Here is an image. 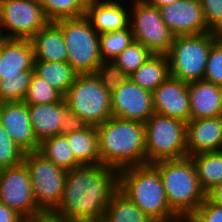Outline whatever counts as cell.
<instances>
[{
  "label": "cell",
  "instance_id": "obj_30",
  "mask_svg": "<svg viewBox=\"0 0 222 222\" xmlns=\"http://www.w3.org/2000/svg\"><path fill=\"white\" fill-rule=\"evenodd\" d=\"M133 40L131 27L99 34L101 59L113 61Z\"/></svg>",
  "mask_w": 222,
  "mask_h": 222
},
{
  "label": "cell",
  "instance_id": "obj_38",
  "mask_svg": "<svg viewBox=\"0 0 222 222\" xmlns=\"http://www.w3.org/2000/svg\"><path fill=\"white\" fill-rule=\"evenodd\" d=\"M188 219L191 222H222V207L212 203L206 197Z\"/></svg>",
  "mask_w": 222,
  "mask_h": 222
},
{
  "label": "cell",
  "instance_id": "obj_16",
  "mask_svg": "<svg viewBox=\"0 0 222 222\" xmlns=\"http://www.w3.org/2000/svg\"><path fill=\"white\" fill-rule=\"evenodd\" d=\"M154 112L181 120H190L188 82L169 76L152 92Z\"/></svg>",
  "mask_w": 222,
  "mask_h": 222
},
{
  "label": "cell",
  "instance_id": "obj_8",
  "mask_svg": "<svg viewBox=\"0 0 222 222\" xmlns=\"http://www.w3.org/2000/svg\"><path fill=\"white\" fill-rule=\"evenodd\" d=\"M147 164L188 157L186 123L154 113L145 122Z\"/></svg>",
  "mask_w": 222,
  "mask_h": 222
},
{
  "label": "cell",
  "instance_id": "obj_44",
  "mask_svg": "<svg viewBox=\"0 0 222 222\" xmlns=\"http://www.w3.org/2000/svg\"><path fill=\"white\" fill-rule=\"evenodd\" d=\"M6 39H7V38H6V36H5L4 32H3L2 26H1V24H0V45H1Z\"/></svg>",
  "mask_w": 222,
  "mask_h": 222
},
{
  "label": "cell",
  "instance_id": "obj_31",
  "mask_svg": "<svg viewBox=\"0 0 222 222\" xmlns=\"http://www.w3.org/2000/svg\"><path fill=\"white\" fill-rule=\"evenodd\" d=\"M63 95L50 83L33 73L23 102L27 105L57 103Z\"/></svg>",
  "mask_w": 222,
  "mask_h": 222
},
{
  "label": "cell",
  "instance_id": "obj_5",
  "mask_svg": "<svg viewBox=\"0 0 222 222\" xmlns=\"http://www.w3.org/2000/svg\"><path fill=\"white\" fill-rule=\"evenodd\" d=\"M219 36L214 32L175 36L167 54L170 76L188 83L202 80L210 49Z\"/></svg>",
  "mask_w": 222,
  "mask_h": 222
},
{
  "label": "cell",
  "instance_id": "obj_34",
  "mask_svg": "<svg viewBox=\"0 0 222 222\" xmlns=\"http://www.w3.org/2000/svg\"><path fill=\"white\" fill-rule=\"evenodd\" d=\"M94 74L102 86L110 93L129 79V75L114 61L102 60Z\"/></svg>",
  "mask_w": 222,
  "mask_h": 222
},
{
  "label": "cell",
  "instance_id": "obj_35",
  "mask_svg": "<svg viewBox=\"0 0 222 222\" xmlns=\"http://www.w3.org/2000/svg\"><path fill=\"white\" fill-rule=\"evenodd\" d=\"M24 154L0 124V170L20 165Z\"/></svg>",
  "mask_w": 222,
  "mask_h": 222
},
{
  "label": "cell",
  "instance_id": "obj_10",
  "mask_svg": "<svg viewBox=\"0 0 222 222\" xmlns=\"http://www.w3.org/2000/svg\"><path fill=\"white\" fill-rule=\"evenodd\" d=\"M130 2V27L134 40L154 55H167L175 35L162 20L159 8L148 5L144 0Z\"/></svg>",
  "mask_w": 222,
  "mask_h": 222
},
{
  "label": "cell",
  "instance_id": "obj_28",
  "mask_svg": "<svg viewBox=\"0 0 222 222\" xmlns=\"http://www.w3.org/2000/svg\"><path fill=\"white\" fill-rule=\"evenodd\" d=\"M38 152L47 160H50L65 170H71L81 166L72 153L65 135L45 138L40 142Z\"/></svg>",
  "mask_w": 222,
  "mask_h": 222
},
{
  "label": "cell",
  "instance_id": "obj_6",
  "mask_svg": "<svg viewBox=\"0 0 222 222\" xmlns=\"http://www.w3.org/2000/svg\"><path fill=\"white\" fill-rule=\"evenodd\" d=\"M63 98L67 109L91 126H98L112 117L111 93L94 73L78 74Z\"/></svg>",
  "mask_w": 222,
  "mask_h": 222
},
{
  "label": "cell",
  "instance_id": "obj_12",
  "mask_svg": "<svg viewBox=\"0 0 222 222\" xmlns=\"http://www.w3.org/2000/svg\"><path fill=\"white\" fill-rule=\"evenodd\" d=\"M0 202L25 220L43 212L35 202L29 172L23 162L0 170Z\"/></svg>",
  "mask_w": 222,
  "mask_h": 222
},
{
  "label": "cell",
  "instance_id": "obj_21",
  "mask_svg": "<svg viewBox=\"0 0 222 222\" xmlns=\"http://www.w3.org/2000/svg\"><path fill=\"white\" fill-rule=\"evenodd\" d=\"M34 49V61L67 62L68 52L61 27L50 21L31 39Z\"/></svg>",
  "mask_w": 222,
  "mask_h": 222
},
{
  "label": "cell",
  "instance_id": "obj_40",
  "mask_svg": "<svg viewBox=\"0 0 222 222\" xmlns=\"http://www.w3.org/2000/svg\"><path fill=\"white\" fill-rule=\"evenodd\" d=\"M0 222H26L17 212L0 202Z\"/></svg>",
  "mask_w": 222,
  "mask_h": 222
},
{
  "label": "cell",
  "instance_id": "obj_22",
  "mask_svg": "<svg viewBox=\"0 0 222 222\" xmlns=\"http://www.w3.org/2000/svg\"><path fill=\"white\" fill-rule=\"evenodd\" d=\"M35 137L39 142L59 135L63 114L68 110L64 98L57 103L28 105Z\"/></svg>",
  "mask_w": 222,
  "mask_h": 222
},
{
  "label": "cell",
  "instance_id": "obj_11",
  "mask_svg": "<svg viewBox=\"0 0 222 222\" xmlns=\"http://www.w3.org/2000/svg\"><path fill=\"white\" fill-rule=\"evenodd\" d=\"M49 22L39 0H0V24L6 38L30 40Z\"/></svg>",
  "mask_w": 222,
  "mask_h": 222
},
{
  "label": "cell",
  "instance_id": "obj_32",
  "mask_svg": "<svg viewBox=\"0 0 222 222\" xmlns=\"http://www.w3.org/2000/svg\"><path fill=\"white\" fill-rule=\"evenodd\" d=\"M34 71H22V76L0 80V103L23 102Z\"/></svg>",
  "mask_w": 222,
  "mask_h": 222
},
{
  "label": "cell",
  "instance_id": "obj_24",
  "mask_svg": "<svg viewBox=\"0 0 222 222\" xmlns=\"http://www.w3.org/2000/svg\"><path fill=\"white\" fill-rule=\"evenodd\" d=\"M196 168L199 184L207 194L222 182V150L189 156Z\"/></svg>",
  "mask_w": 222,
  "mask_h": 222
},
{
  "label": "cell",
  "instance_id": "obj_9",
  "mask_svg": "<svg viewBox=\"0 0 222 222\" xmlns=\"http://www.w3.org/2000/svg\"><path fill=\"white\" fill-rule=\"evenodd\" d=\"M23 163L29 172L37 206L43 212L53 211L61 201L67 170L47 160L38 151L25 153Z\"/></svg>",
  "mask_w": 222,
  "mask_h": 222
},
{
  "label": "cell",
  "instance_id": "obj_23",
  "mask_svg": "<svg viewBox=\"0 0 222 222\" xmlns=\"http://www.w3.org/2000/svg\"><path fill=\"white\" fill-rule=\"evenodd\" d=\"M170 76L167 55H152L129 78L141 88L153 92Z\"/></svg>",
  "mask_w": 222,
  "mask_h": 222
},
{
  "label": "cell",
  "instance_id": "obj_43",
  "mask_svg": "<svg viewBox=\"0 0 222 222\" xmlns=\"http://www.w3.org/2000/svg\"><path fill=\"white\" fill-rule=\"evenodd\" d=\"M148 5L155 6L157 8L172 4L178 0H144Z\"/></svg>",
  "mask_w": 222,
  "mask_h": 222
},
{
  "label": "cell",
  "instance_id": "obj_13",
  "mask_svg": "<svg viewBox=\"0 0 222 222\" xmlns=\"http://www.w3.org/2000/svg\"><path fill=\"white\" fill-rule=\"evenodd\" d=\"M112 117L145 123L155 112L152 93L130 78L111 93Z\"/></svg>",
  "mask_w": 222,
  "mask_h": 222
},
{
  "label": "cell",
  "instance_id": "obj_3",
  "mask_svg": "<svg viewBox=\"0 0 222 222\" xmlns=\"http://www.w3.org/2000/svg\"><path fill=\"white\" fill-rule=\"evenodd\" d=\"M118 189L155 222L180 219L170 208L160 173L152 164L119 170Z\"/></svg>",
  "mask_w": 222,
  "mask_h": 222
},
{
  "label": "cell",
  "instance_id": "obj_33",
  "mask_svg": "<svg viewBox=\"0 0 222 222\" xmlns=\"http://www.w3.org/2000/svg\"><path fill=\"white\" fill-rule=\"evenodd\" d=\"M152 55L143 44L133 40L113 61L131 75Z\"/></svg>",
  "mask_w": 222,
  "mask_h": 222
},
{
  "label": "cell",
  "instance_id": "obj_14",
  "mask_svg": "<svg viewBox=\"0 0 222 222\" xmlns=\"http://www.w3.org/2000/svg\"><path fill=\"white\" fill-rule=\"evenodd\" d=\"M159 10L162 20L175 36L210 32L199 0H178Z\"/></svg>",
  "mask_w": 222,
  "mask_h": 222
},
{
  "label": "cell",
  "instance_id": "obj_18",
  "mask_svg": "<svg viewBox=\"0 0 222 222\" xmlns=\"http://www.w3.org/2000/svg\"><path fill=\"white\" fill-rule=\"evenodd\" d=\"M187 155L222 150V116L186 123Z\"/></svg>",
  "mask_w": 222,
  "mask_h": 222
},
{
  "label": "cell",
  "instance_id": "obj_29",
  "mask_svg": "<svg viewBox=\"0 0 222 222\" xmlns=\"http://www.w3.org/2000/svg\"><path fill=\"white\" fill-rule=\"evenodd\" d=\"M49 21L77 18L86 14L90 0H39Z\"/></svg>",
  "mask_w": 222,
  "mask_h": 222
},
{
  "label": "cell",
  "instance_id": "obj_25",
  "mask_svg": "<svg viewBox=\"0 0 222 222\" xmlns=\"http://www.w3.org/2000/svg\"><path fill=\"white\" fill-rule=\"evenodd\" d=\"M71 151L81 165H98V133L96 126L89 125L85 130L65 135Z\"/></svg>",
  "mask_w": 222,
  "mask_h": 222
},
{
  "label": "cell",
  "instance_id": "obj_15",
  "mask_svg": "<svg viewBox=\"0 0 222 222\" xmlns=\"http://www.w3.org/2000/svg\"><path fill=\"white\" fill-rule=\"evenodd\" d=\"M0 124L24 153L38 151L40 142L34 135L25 102L0 103Z\"/></svg>",
  "mask_w": 222,
  "mask_h": 222
},
{
  "label": "cell",
  "instance_id": "obj_41",
  "mask_svg": "<svg viewBox=\"0 0 222 222\" xmlns=\"http://www.w3.org/2000/svg\"><path fill=\"white\" fill-rule=\"evenodd\" d=\"M26 222H70L65 217L58 215L54 212H42L35 215L31 219L26 220Z\"/></svg>",
  "mask_w": 222,
  "mask_h": 222
},
{
  "label": "cell",
  "instance_id": "obj_17",
  "mask_svg": "<svg viewBox=\"0 0 222 222\" xmlns=\"http://www.w3.org/2000/svg\"><path fill=\"white\" fill-rule=\"evenodd\" d=\"M123 1L90 0L85 16L98 34L130 28L131 3Z\"/></svg>",
  "mask_w": 222,
  "mask_h": 222
},
{
  "label": "cell",
  "instance_id": "obj_26",
  "mask_svg": "<svg viewBox=\"0 0 222 222\" xmlns=\"http://www.w3.org/2000/svg\"><path fill=\"white\" fill-rule=\"evenodd\" d=\"M33 70L63 96L78 76L68 62L34 61Z\"/></svg>",
  "mask_w": 222,
  "mask_h": 222
},
{
  "label": "cell",
  "instance_id": "obj_45",
  "mask_svg": "<svg viewBox=\"0 0 222 222\" xmlns=\"http://www.w3.org/2000/svg\"><path fill=\"white\" fill-rule=\"evenodd\" d=\"M173 222H191L188 218H180L176 221H173Z\"/></svg>",
  "mask_w": 222,
  "mask_h": 222
},
{
  "label": "cell",
  "instance_id": "obj_7",
  "mask_svg": "<svg viewBox=\"0 0 222 222\" xmlns=\"http://www.w3.org/2000/svg\"><path fill=\"white\" fill-rule=\"evenodd\" d=\"M67 46V62L78 74H93L101 63L99 34L84 15L55 21Z\"/></svg>",
  "mask_w": 222,
  "mask_h": 222
},
{
  "label": "cell",
  "instance_id": "obj_20",
  "mask_svg": "<svg viewBox=\"0 0 222 222\" xmlns=\"http://www.w3.org/2000/svg\"><path fill=\"white\" fill-rule=\"evenodd\" d=\"M34 49L30 40L7 38L0 45V80L22 76V71H34Z\"/></svg>",
  "mask_w": 222,
  "mask_h": 222
},
{
  "label": "cell",
  "instance_id": "obj_39",
  "mask_svg": "<svg viewBox=\"0 0 222 222\" xmlns=\"http://www.w3.org/2000/svg\"><path fill=\"white\" fill-rule=\"evenodd\" d=\"M89 124L74 114L72 111L67 110L61 119L59 135H67L72 132H79L85 130Z\"/></svg>",
  "mask_w": 222,
  "mask_h": 222
},
{
  "label": "cell",
  "instance_id": "obj_2",
  "mask_svg": "<svg viewBox=\"0 0 222 222\" xmlns=\"http://www.w3.org/2000/svg\"><path fill=\"white\" fill-rule=\"evenodd\" d=\"M96 129L100 164L118 171L147 164L145 123L110 117Z\"/></svg>",
  "mask_w": 222,
  "mask_h": 222
},
{
  "label": "cell",
  "instance_id": "obj_1",
  "mask_svg": "<svg viewBox=\"0 0 222 222\" xmlns=\"http://www.w3.org/2000/svg\"><path fill=\"white\" fill-rule=\"evenodd\" d=\"M119 187V171L104 164L67 170L59 205L52 211L70 222H102Z\"/></svg>",
  "mask_w": 222,
  "mask_h": 222
},
{
  "label": "cell",
  "instance_id": "obj_36",
  "mask_svg": "<svg viewBox=\"0 0 222 222\" xmlns=\"http://www.w3.org/2000/svg\"><path fill=\"white\" fill-rule=\"evenodd\" d=\"M203 79L222 86V35L213 42Z\"/></svg>",
  "mask_w": 222,
  "mask_h": 222
},
{
  "label": "cell",
  "instance_id": "obj_37",
  "mask_svg": "<svg viewBox=\"0 0 222 222\" xmlns=\"http://www.w3.org/2000/svg\"><path fill=\"white\" fill-rule=\"evenodd\" d=\"M210 32L222 35V0H199Z\"/></svg>",
  "mask_w": 222,
  "mask_h": 222
},
{
  "label": "cell",
  "instance_id": "obj_42",
  "mask_svg": "<svg viewBox=\"0 0 222 222\" xmlns=\"http://www.w3.org/2000/svg\"><path fill=\"white\" fill-rule=\"evenodd\" d=\"M206 197L217 206L222 207V182L210 190Z\"/></svg>",
  "mask_w": 222,
  "mask_h": 222
},
{
  "label": "cell",
  "instance_id": "obj_27",
  "mask_svg": "<svg viewBox=\"0 0 222 222\" xmlns=\"http://www.w3.org/2000/svg\"><path fill=\"white\" fill-rule=\"evenodd\" d=\"M102 222H155L119 189L112 195Z\"/></svg>",
  "mask_w": 222,
  "mask_h": 222
},
{
  "label": "cell",
  "instance_id": "obj_19",
  "mask_svg": "<svg viewBox=\"0 0 222 222\" xmlns=\"http://www.w3.org/2000/svg\"><path fill=\"white\" fill-rule=\"evenodd\" d=\"M190 119L222 116V86L204 79L188 83Z\"/></svg>",
  "mask_w": 222,
  "mask_h": 222
},
{
  "label": "cell",
  "instance_id": "obj_4",
  "mask_svg": "<svg viewBox=\"0 0 222 222\" xmlns=\"http://www.w3.org/2000/svg\"><path fill=\"white\" fill-rule=\"evenodd\" d=\"M152 165L160 173L170 208L180 218H189L206 198L192 159L161 160Z\"/></svg>",
  "mask_w": 222,
  "mask_h": 222
}]
</instances>
